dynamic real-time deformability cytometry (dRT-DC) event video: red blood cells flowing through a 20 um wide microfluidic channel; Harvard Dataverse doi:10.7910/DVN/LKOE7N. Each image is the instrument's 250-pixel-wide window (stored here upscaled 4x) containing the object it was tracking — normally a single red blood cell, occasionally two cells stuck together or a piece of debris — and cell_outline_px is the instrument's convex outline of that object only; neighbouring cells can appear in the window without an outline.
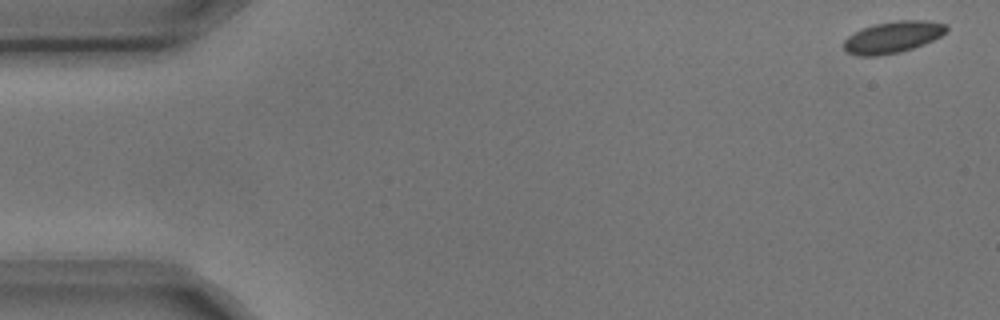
{"species": "common noctule bat (a hibernating species)", "species_latin": "Nyctalus noctula", "temperature_condition": "cold", "stored_images_in_passage": 5, "camera_frame_rate_fps": 3000, "um_per_image_px": 0.085, "animal": {"sex": "male", "body_mass_g": 17.9, "forearm_length_mm": 54.2}, "frame": {"image": 1, "passage_image": 1, "time_ms": 0.0, "image_size_px": [1000, 320], "cell_outline_px": [[948, 32], [924, 44], [900, 52], [880, 56], [860, 56], [848, 52], [844, 48], [844, 40], [848, 36], [864, 28], [876, 24], [900, 20], [928, 20], [948, 24]], "centroid_in_image_um": [75.94, 3.15], "position_along_channel_um": 9.1, "area_um2": 18.84}}
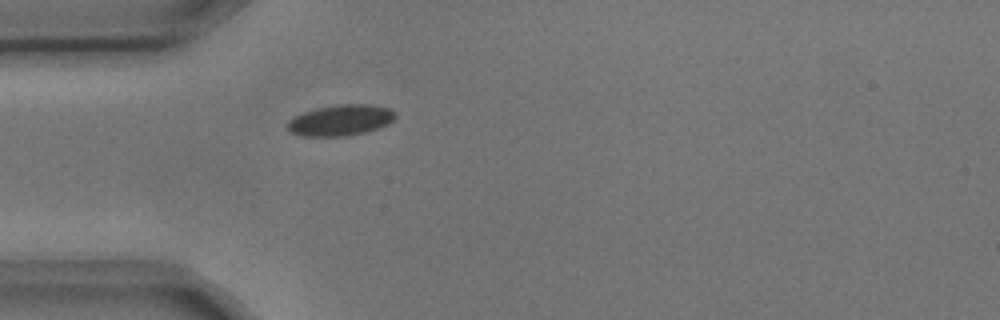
{"frame": {"image": 2, "passage_image": 5, "time_ms": 1.333, "image_size_px": [1000, 320], "cell_outline_px": [[396, 116], [388, 124], [364, 132], [344, 136], [300, 136], [292, 132], [288, 128], [288, 120], [304, 112], [316, 108], [340, 104], [368, 104], [388, 108], [396, 112]], "centroid_in_image_um": [28.95, 10.21], "position_along_channel_um": 56.0, "area_um2": 19.19}}